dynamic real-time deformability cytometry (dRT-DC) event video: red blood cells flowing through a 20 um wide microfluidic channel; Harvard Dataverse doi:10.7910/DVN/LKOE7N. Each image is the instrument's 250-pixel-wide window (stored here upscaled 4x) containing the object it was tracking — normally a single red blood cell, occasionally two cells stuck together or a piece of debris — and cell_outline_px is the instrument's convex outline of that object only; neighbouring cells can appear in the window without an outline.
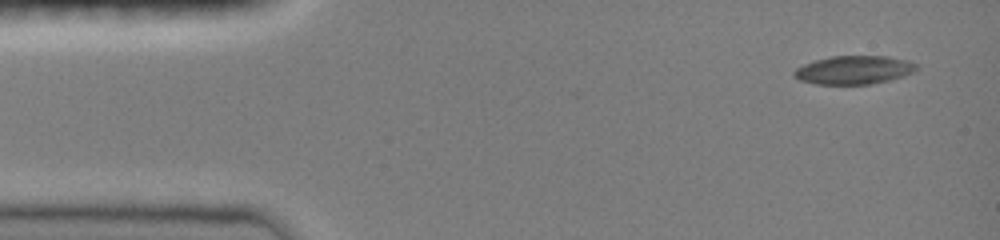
{"species": "common noctule bat (a hibernating species)", "species_latin": "Nyctalus noctula", "temperature_condition": "room temperature", "stored_images_in_passage": 45, "camera_frame_rate_fps": 3000, "um_per_image_px": 0.085, "animal": {"sex": "female", "body_mass_g": 19.0, "forearm_length_mm": 51.5}, "frame": {"image": 1, "passage_image": 1, "time_ms": 0.0, "image_size_px": [1000, 240], "cell_outline_px": [[920, 68], [904, 76], [872, 84], [816, 84], [800, 80], [792, 76], [792, 72], [796, 68], [804, 64], [816, 60], [832, 56], [888, 56], [908, 60], [916, 64]], "centroid_in_image_um": [72.59, 5.94], "position_along_channel_um": 12.4, "area_um2": 20.35}}
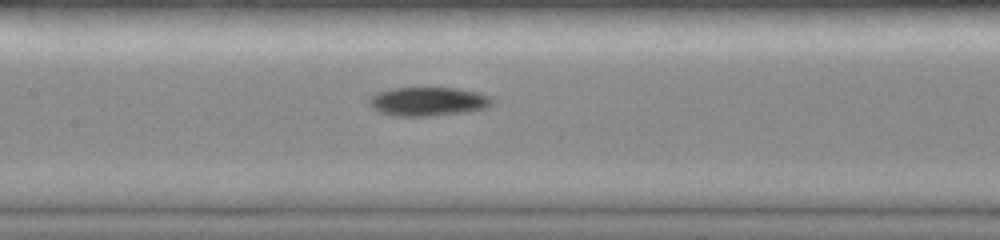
{"frame": {"image": 2, "passage_image": 20, "time_ms": 6.333, "image_size_px": [1000, 240], "cell_outline_px": [[496, 100], [488, 108], [464, 112], [428, 116], [392, 116], [380, 112], [372, 108], [368, 104], [368, 100], [376, 92], [392, 88], [456, 88], [480, 92], [492, 96]], "centroid_in_image_um": [36.42, 8.62], "position_along_channel_um": 171.0, "area_um2": 20.98}}
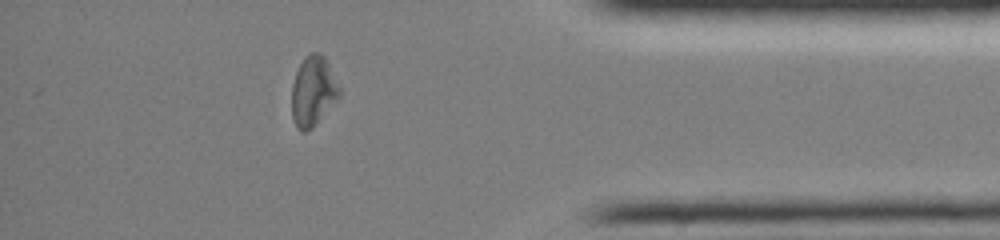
{"frame": {"image": 3, "passage_image": 39, "time_ms": 12.667, "image_size_px": [1000, 240], "cell_outline_px": [[344, 92], [312, 128], [304, 132], [300, 132], [296, 128], [292, 116], [292, 84], [296, 72], [304, 56], [312, 52], [320, 52], [324, 56]], "centroid_in_image_um": [26.64, 7.74], "position_along_channel_um": 408.6, "area_um2": 19.71}, "authors_computed_cell_mechanics": {"area_um2": 19.7098, "velocity_mm_per_s": 4.0405, "shape_relaxation_time_tau1_ms": null, "shape_relaxation_time_tau2_ms": 6.8441, "deformation_change_tau1": null, "deformation_change_tau2": 0.176}}